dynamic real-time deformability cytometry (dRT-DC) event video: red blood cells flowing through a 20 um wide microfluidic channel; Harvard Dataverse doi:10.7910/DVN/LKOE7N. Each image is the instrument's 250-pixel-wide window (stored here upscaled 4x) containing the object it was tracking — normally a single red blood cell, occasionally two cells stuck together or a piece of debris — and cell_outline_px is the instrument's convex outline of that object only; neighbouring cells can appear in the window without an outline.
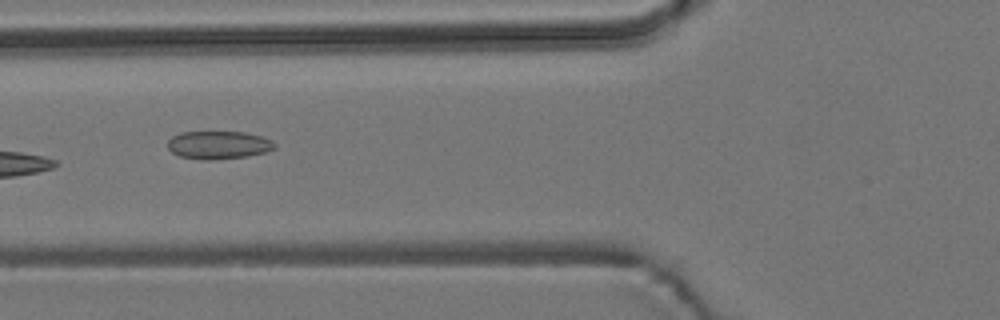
{"species": "common noctule bat (a hibernating species)", "species_latin": "Nyctalus noctula", "temperature_condition": "room temperature", "stored_images_in_passage": 8, "camera_frame_rate_fps": 3000, "um_per_image_px": 0.085, "animal": {"sex": "male", "body_mass_g": 19.2, "forearm_length_mm": 51.8}, "frame": {"image": 1, "passage_image": 6, "time_ms": 1.667, "image_size_px": [1000, 320], "cell_outline_px": [[276, 148], [264, 152], [248, 156], [204, 160], [180, 156], [172, 152], [168, 148], [168, 140], [172, 136], [180, 132], [244, 132], [260, 136], [272, 140], [276, 144]], "centroid_in_image_um": [18.57, 12.31], "position_along_channel_um": 107.2, "area_um2": 17.34}}
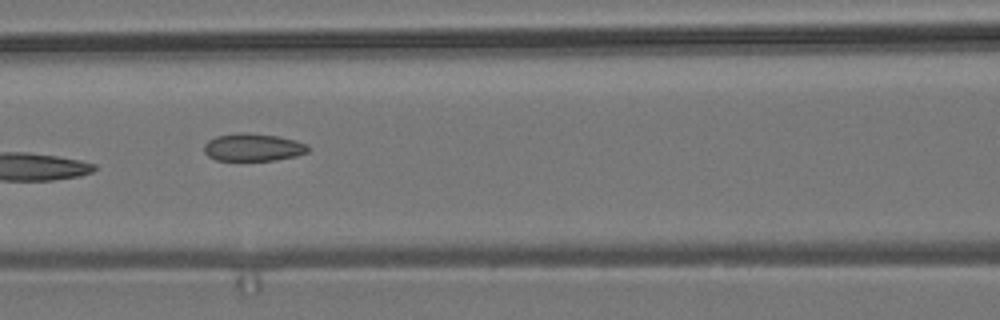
{"frame": {"image": 2, "passage_image": 7, "time_ms": 2.0, "image_size_px": [1000, 320], "cell_outline_px": [[308, 152], [296, 156], [276, 160], [216, 160], [208, 156], [204, 152], [204, 144], [208, 140], [216, 136], [244, 132], [276, 136], [296, 140], [308, 144]], "centroid_in_image_um": [21.51, 12.52], "position_along_channel_um": 145.1, "area_um2": 16.7}}
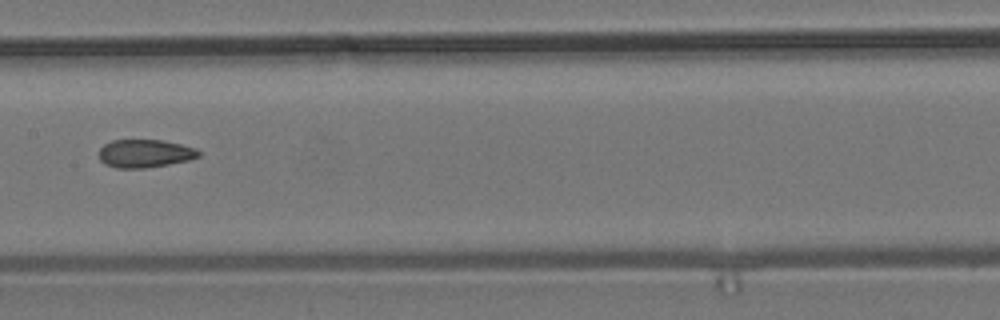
{"frame": {"image": 3, "passage_image": 8, "time_ms": 2.333, "image_size_px": [1000, 320], "cell_outline_px": [[200, 156], [188, 160], [168, 164], [144, 168], [116, 168], [104, 164], [100, 160], [100, 148], [104, 144], [112, 140], [160, 140], [180, 144], [196, 148], [200, 152]], "centroid_in_image_um": [12.3, 13.05], "position_along_channel_um": 195.1, "area_um2": 16.24}}